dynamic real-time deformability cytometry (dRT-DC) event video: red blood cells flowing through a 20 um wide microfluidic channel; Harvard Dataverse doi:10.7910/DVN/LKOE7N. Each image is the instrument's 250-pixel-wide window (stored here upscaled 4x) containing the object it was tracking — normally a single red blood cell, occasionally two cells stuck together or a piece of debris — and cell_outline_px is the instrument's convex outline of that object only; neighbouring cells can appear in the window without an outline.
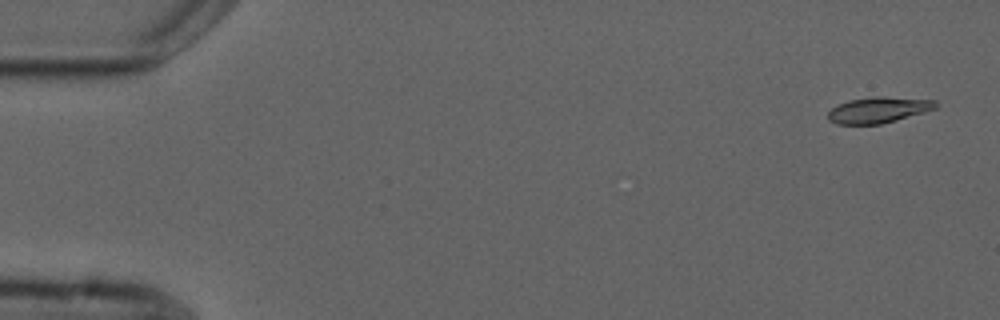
{"species": "common noctule bat (a hibernating species)", "species_latin": "Nyctalus noctula", "temperature_condition": "cold", "stored_images_in_passage": 4, "camera_frame_rate_fps": 3000, "um_per_image_px": 0.085, "animal": {"sex": "male", "forearm_length_mm": 52.5}, "frame": {"image": 1, "passage_image": 1, "time_ms": 0.0, "image_size_px": [1000, 320], "cell_outline_px": [[940, 104], [936, 108], [924, 112], [896, 120], [880, 124], [836, 124], [828, 120], [828, 112], [836, 104], [848, 100], [872, 96], [884, 96], [936, 100]], "centroid_in_image_um": [74.66, 9.33], "position_along_channel_um": 10.3, "area_um2": 16.47}}
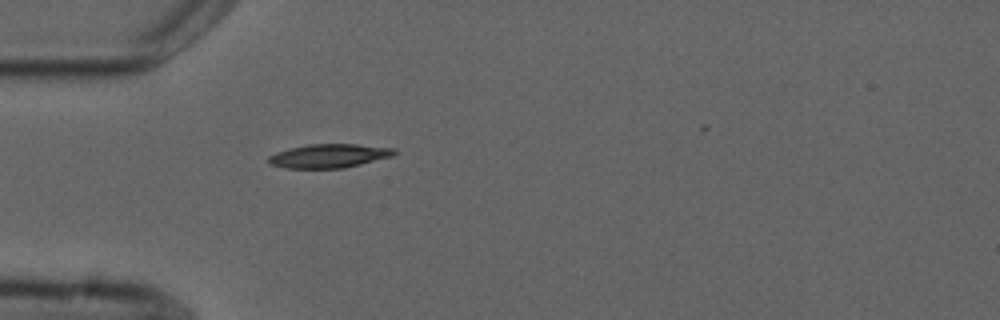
{"frame": {"image": 2, "passage_image": 4, "time_ms": 4.667, "image_size_px": [1000, 320], "cell_outline_px": [[396, 152], [392, 156], [344, 168], [284, 168], [268, 164], [268, 156], [276, 152], [308, 144], [356, 144], [396, 148]], "centroid_in_image_um": [27.95, 13.25], "position_along_channel_um": 57.1, "area_um2": 17.4}}